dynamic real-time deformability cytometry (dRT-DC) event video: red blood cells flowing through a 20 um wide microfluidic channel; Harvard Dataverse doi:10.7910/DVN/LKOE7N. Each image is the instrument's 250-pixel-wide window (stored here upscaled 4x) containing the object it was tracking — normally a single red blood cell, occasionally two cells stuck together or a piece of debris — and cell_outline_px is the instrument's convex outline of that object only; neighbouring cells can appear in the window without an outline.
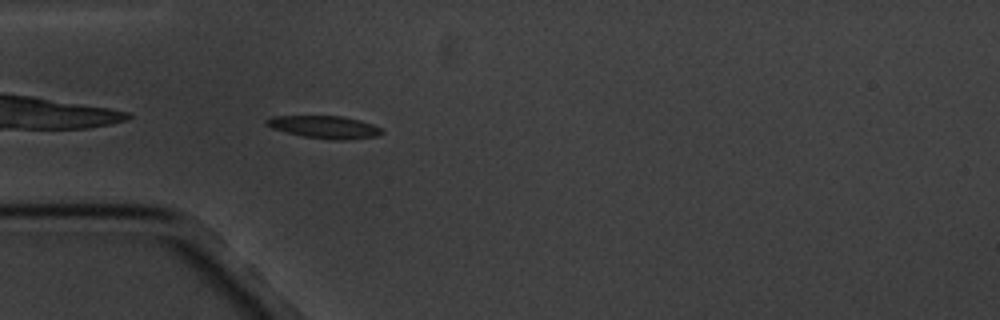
{"species": "common noctule bat (a hibernating species)", "species_latin": "Nyctalus noctula", "temperature_condition": "cold", "stored_images_in_passage": 5, "camera_frame_rate_fps": 3000, "um_per_image_px": 0.085, "animal": {"sex": "male", "body_mass_g": 20.1, "forearm_length_mm": 53.5}, "frame": {"image": 1, "passage_image": 5, "time_ms": 4.667, "image_size_px": [1000, 320], "cell_outline_px": [[384, 132], [380, 136], [344, 140], [332, 140], [304, 136], [272, 128], [264, 124], [264, 120], [272, 116], [340, 116], [360, 120], [372, 124], [380, 128]], "centroid_in_image_um": [27.6, 10.8], "position_along_channel_um": 57.4, "area_um2": 15.14}}